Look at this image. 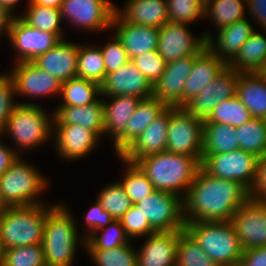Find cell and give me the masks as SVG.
Segmentation results:
<instances>
[{
  "mask_svg": "<svg viewBox=\"0 0 266 266\" xmlns=\"http://www.w3.org/2000/svg\"><path fill=\"white\" fill-rule=\"evenodd\" d=\"M248 199V190L239 182L213 177L200 168L183 199L184 221H231Z\"/></svg>",
  "mask_w": 266,
  "mask_h": 266,
  "instance_id": "6da1fadb",
  "label": "cell"
},
{
  "mask_svg": "<svg viewBox=\"0 0 266 266\" xmlns=\"http://www.w3.org/2000/svg\"><path fill=\"white\" fill-rule=\"evenodd\" d=\"M136 164L155 190L170 192L182 199L201 168V162L196 157L168 151L140 158Z\"/></svg>",
  "mask_w": 266,
  "mask_h": 266,
  "instance_id": "7a4b0ae2",
  "label": "cell"
},
{
  "mask_svg": "<svg viewBox=\"0 0 266 266\" xmlns=\"http://www.w3.org/2000/svg\"><path fill=\"white\" fill-rule=\"evenodd\" d=\"M65 205L56 203L46 215L42 242L46 266H73L78 245L85 247L76 219Z\"/></svg>",
  "mask_w": 266,
  "mask_h": 266,
  "instance_id": "3957f363",
  "label": "cell"
},
{
  "mask_svg": "<svg viewBox=\"0 0 266 266\" xmlns=\"http://www.w3.org/2000/svg\"><path fill=\"white\" fill-rule=\"evenodd\" d=\"M40 106L34 102L21 101L7 119L5 128L0 133L3 137L11 135L16 145L14 151L19 156L27 149L41 147L50 137H53L54 113L48 114L46 109Z\"/></svg>",
  "mask_w": 266,
  "mask_h": 266,
  "instance_id": "277c9868",
  "label": "cell"
},
{
  "mask_svg": "<svg viewBox=\"0 0 266 266\" xmlns=\"http://www.w3.org/2000/svg\"><path fill=\"white\" fill-rule=\"evenodd\" d=\"M54 205L6 207L0 215L1 250L42 244L46 215Z\"/></svg>",
  "mask_w": 266,
  "mask_h": 266,
  "instance_id": "5b68a950",
  "label": "cell"
},
{
  "mask_svg": "<svg viewBox=\"0 0 266 266\" xmlns=\"http://www.w3.org/2000/svg\"><path fill=\"white\" fill-rule=\"evenodd\" d=\"M185 230L217 265L240 264L243 249L230 221L190 222L185 223Z\"/></svg>",
  "mask_w": 266,
  "mask_h": 266,
  "instance_id": "8992f818",
  "label": "cell"
},
{
  "mask_svg": "<svg viewBox=\"0 0 266 266\" xmlns=\"http://www.w3.org/2000/svg\"><path fill=\"white\" fill-rule=\"evenodd\" d=\"M21 157L0 177V198L6 207L43 204L39 198L50 183L39 169Z\"/></svg>",
  "mask_w": 266,
  "mask_h": 266,
  "instance_id": "52a82bcc",
  "label": "cell"
},
{
  "mask_svg": "<svg viewBox=\"0 0 266 266\" xmlns=\"http://www.w3.org/2000/svg\"><path fill=\"white\" fill-rule=\"evenodd\" d=\"M203 120L185 107H171L166 151L196 157L202 161Z\"/></svg>",
  "mask_w": 266,
  "mask_h": 266,
  "instance_id": "ba28073f",
  "label": "cell"
},
{
  "mask_svg": "<svg viewBox=\"0 0 266 266\" xmlns=\"http://www.w3.org/2000/svg\"><path fill=\"white\" fill-rule=\"evenodd\" d=\"M258 158L240 148L226 153L202 154L201 168L213 177L237 181L249 190Z\"/></svg>",
  "mask_w": 266,
  "mask_h": 266,
  "instance_id": "9c48e42d",
  "label": "cell"
},
{
  "mask_svg": "<svg viewBox=\"0 0 266 266\" xmlns=\"http://www.w3.org/2000/svg\"><path fill=\"white\" fill-rule=\"evenodd\" d=\"M135 205L156 232L185 230L183 199L178 195L155 190Z\"/></svg>",
  "mask_w": 266,
  "mask_h": 266,
  "instance_id": "30bf717a",
  "label": "cell"
},
{
  "mask_svg": "<svg viewBox=\"0 0 266 266\" xmlns=\"http://www.w3.org/2000/svg\"><path fill=\"white\" fill-rule=\"evenodd\" d=\"M6 37L17 52L14 63L32 62L61 41L55 33L35 29L20 16H14Z\"/></svg>",
  "mask_w": 266,
  "mask_h": 266,
  "instance_id": "8fae6325",
  "label": "cell"
},
{
  "mask_svg": "<svg viewBox=\"0 0 266 266\" xmlns=\"http://www.w3.org/2000/svg\"><path fill=\"white\" fill-rule=\"evenodd\" d=\"M188 25L167 22L159 29L157 50L166 63L200 54L207 47L202 33L198 37L192 35Z\"/></svg>",
  "mask_w": 266,
  "mask_h": 266,
  "instance_id": "7c38bea8",
  "label": "cell"
},
{
  "mask_svg": "<svg viewBox=\"0 0 266 266\" xmlns=\"http://www.w3.org/2000/svg\"><path fill=\"white\" fill-rule=\"evenodd\" d=\"M7 74L14 82L16 95L24 97H54L61 94L62 82L32 62L14 63Z\"/></svg>",
  "mask_w": 266,
  "mask_h": 266,
  "instance_id": "4fadbf2b",
  "label": "cell"
},
{
  "mask_svg": "<svg viewBox=\"0 0 266 266\" xmlns=\"http://www.w3.org/2000/svg\"><path fill=\"white\" fill-rule=\"evenodd\" d=\"M61 18L76 28L99 33L111 29L114 13L99 0H64Z\"/></svg>",
  "mask_w": 266,
  "mask_h": 266,
  "instance_id": "5bb4252c",
  "label": "cell"
},
{
  "mask_svg": "<svg viewBox=\"0 0 266 266\" xmlns=\"http://www.w3.org/2000/svg\"><path fill=\"white\" fill-rule=\"evenodd\" d=\"M230 222L243 250L266 246V202L248 199Z\"/></svg>",
  "mask_w": 266,
  "mask_h": 266,
  "instance_id": "9a60e30c",
  "label": "cell"
},
{
  "mask_svg": "<svg viewBox=\"0 0 266 266\" xmlns=\"http://www.w3.org/2000/svg\"><path fill=\"white\" fill-rule=\"evenodd\" d=\"M240 73L226 65L185 108L194 116L205 120L217 104L236 95Z\"/></svg>",
  "mask_w": 266,
  "mask_h": 266,
  "instance_id": "2e32d148",
  "label": "cell"
},
{
  "mask_svg": "<svg viewBox=\"0 0 266 266\" xmlns=\"http://www.w3.org/2000/svg\"><path fill=\"white\" fill-rule=\"evenodd\" d=\"M198 55L193 54L167 63L162 76L153 86V97L168 107H183L185 83Z\"/></svg>",
  "mask_w": 266,
  "mask_h": 266,
  "instance_id": "e0dca14e",
  "label": "cell"
},
{
  "mask_svg": "<svg viewBox=\"0 0 266 266\" xmlns=\"http://www.w3.org/2000/svg\"><path fill=\"white\" fill-rule=\"evenodd\" d=\"M100 137L81 125H53V141L56 152L66 161L86 157L96 149Z\"/></svg>",
  "mask_w": 266,
  "mask_h": 266,
  "instance_id": "ac0fdd59",
  "label": "cell"
},
{
  "mask_svg": "<svg viewBox=\"0 0 266 266\" xmlns=\"http://www.w3.org/2000/svg\"><path fill=\"white\" fill-rule=\"evenodd\" d=\"M102 96L127 95L147 99L153 97V85L129 60L118 70L106 75L101 84Z\"/></svg>",
  "mask_w": 266,
  "mask_h": 266,
  "instance_id": "d6986e66",
  "label": "cell"
},
{
  "mask_svg": "<svg viewBox=\"0 0 266 266\" xmlns=\"http://www.w3.org/2000/svg\"><path fill=\"white\" fill-rule=\"evenodd\" d=\"M170 116L171 107H168L119 156L136 163L140 158L166 151Z\"/></svg>",
  "mask_w": 266,
  "mask_h": 266,
  "instance_id": "ffe728a7",
  "label": "cell"
},
{
  "mask_svg": "<svg viewBox=\"0 0 266 266\" xmlns=\"http://www.w3.org/2000/svg\"><path fill=\"white\" fill-rule=\"evenodd\" d=\"M184 231L156 232L146 236L137 250V265L176 266L178 240Z\"/></svg>",
  "mask_w": 266,
  "mask_h": 266,
  "instance_id": "44dd1931",
  "label": "cell"
},
{
  "mask_svg": "<svg viewBox=\"0 0 266 266\" xmlns=\"http://www.w3.org/2000/svg\"><path fill=\"white\" fill-rule=\"evenodd\" d=\"M111 28H116L114 33L121 41L130 60L148 51L157 50L158 28L130 24L118 13L113 15Z\"/></svg>",
  "mask_w": 266,
  "mask_h": 266,
  "instance_id": "7402d4cb",
  "label": "cell"
},
{
  "mask_svg": "<svg viewBox=\"0 0 266 266\" xmlns=\"http://www.w3.org/2000/svg\"><path fill=\"white\" fill-rule=\"evenodd\" d=\"M247 18L236 21L233 24L221 28L217 36L212 33L203 32V36L207 41V47L219 58L228 64L241 49V46L256 31Z\"/></svg>",
  "mask_w": 266,
  "mask_h": 266,
  "instance_id": "603a6c76",
  "label": "cell"
},
{
  "mask_svg": "<svg viewBox=\"0 0 266 266\" xmlns=\"http://www.w3.org/2000/svg\"><path fill=\"white\" fill-rule=\"evenodd\" d=\"M78 53V43L63 39L33 62L63 83L77 76Z\"/></svg>",
  "mask_w": 266,
  "mask_h": 266,
  "instance_id": "cb8c5ba5",
  "label": "cell"
},
{
  "mask_svg": "<svg viewBox=\"0 0 266 266\" xmlns=\"http://www.w3.org/2000/svg\"><path fill=\"white\" fill-rule=\"evenodd\" d=\"M168 106L155 97L142 99L127 122L126 131L114 142L119 156Z\"/></svg>",
  "mask_w": 266,
  "mask_h": 266,
  "instance_id": "d4e9b609",
  "label": "cell"
},
{
  "mask_svg": "<svg viewBox=\"0 0 266 266\" xmlns=\"http://www.w3.org/2000/svg\"><path fill=\"white\" fill-rule=\"evenodd\" d=\"M55 108L53 125H81L94 131L100 138L105 135L103 97L89 105H57Z\"/></svg>",
  "mask_w": 266,
  "mask_h": 266,
  "instance_id": "484cf974",
  "label": "cell"
},
{
  "mask_svg": "<svg viewBox=\"0 0 266 266\" xmlns=\"http://www.w3.org/2000/svg\"><path fill=\"white\" fill-rule=\"evenodd\" d=\"M227 64L208 47L196 58L183 91V107L192 101L223 70Z\"/></svg>",
  "mask_w": 266,
  "mask_h": 266,
  "instance_id": "4316f807",
  "label": "cell"
},
{
  "mask_svg": "<svg viewBox=\"0 0 266 266\" xmlns=\"http://www.w3.org/2000/svg\"><path fill=\"white\" fill-rule=\"evenodd\" d=\"M117 13L130 24L158 29L168 22L166 0H126Z\"/></svg>",
  "mask_w": 266,
  "mask_h": 266,
  "instance_id": "83f0119b",
  "label": "cell"
},
{
  "mask_svg": "<svg viewBox=\"0 0 266 266\" xmlns=\"http://www.w3.org/2000/svg\"><path fill=\"white\" fill-rule=\"evenodd\" d=\"M104 97H108L110 101L108 102V98L106 101ZM103 98L105 134H109L115 142L126 131L127 122L141 99L127 95Z\"/></svg>",
  "mask_w": 266,
  "mask_h": 266,
  "instance_id": "f1b7e54d",
  "label": "cell"
},
{
  "mask_svg": "<svg viewBox=\"0 0 266 266\" xmlns=\"http://www.w3.org/2000/svg\"><path fill=\"white\" fill-rule=\"evenodd\" d=\"M236 95L254 118L266 120V80L256 72L240 73Z\"/></svg>",
  "mask_w": 266,
  "mask_h": 266,
  "instance_id": "f546056e",
  "label": "cell"
},
{
  "mask_svg": "<svg viewBox=\"0 0 266 266\" xmlns=\"http://www.w3.org/2000/svg\"><path fill=\"white\" fill-rule=\"evenodd\" d=\"M255 31L227 64L241 73L256 72L266 59V31Z\"/></svg>",
  "mask_w": 266,
  "mask_h": 266,
  "instance_id": "4dcf8cb0",
  "label": "cell"
},
{
  "mask_svg": "<svg viewBox=\"0 0 266 266\" xmlns=\"http://www.w3.org/2000/svg\"><path fill=\"white\" fill-rule=\"evenodd\" d=\"M236 128L221 123H203L202 154H218L239 149Z\"/></svg>",
  "mask_w": 266,
  "mask_h": 266,
  "instance_id": "1f68e13d",
  "label": "cell"
},
{
  "mask_svg": "<svg viewBox=\"0 0 266 266\" xmlns=\"http://www.w3.org/2000/svg\"><path fill=\"white\" fill-rule=\"evenodd\" d=\"M63 101L59 106H84L96 102L101 94V85L97 82L73 77L62 83L61 94Z\"/></svg>",
  "mask_w": 266,
  "mask_h": 266,
  "instance_id": "d6a6232c",
  "label": "cell"
},
{
  "mask_svg": "<svg viewBox=\"0 0 266 266\" xmlns=\"http://www.w3.org/2000/svg\"><path fill=\"white\" fill-rule=\"evenodd\" d=\"M247 0H204V18H211L217 31L245 17Z\"/></svg>",
  "mask_w": 266,
  "mask_h": 266,
  "instance_id": "836d02e7",
  "label": "cell"
},
{
  "mask_svg": "<svg viewBox=\"0 0 266 266\" xmlns=\"http://www.w3.org/2000/svg\"><path fill=\"white\" fill-rule=\"evenodd\" d=\"M254 118L237 95L217 104L203 123H221L238 127Z\"/></svg>",
  "mask_w": 266,
  "mask_h": 266,
  "instance_id": "e575fe53",
  "label": "cell"
},
{
  "mask_svg": "<svg viewBox=\"0 0 266 266\" xmlns=\"http://www.w3.org/2000/svg\"><path fill=\"white\" fill-rule=\"evenodd\" d=\"M20 16L35 29L55 33L61 40L65 38L60 9L42 5H28Z\"/></svg>",
  "mask_w": 266,
  "mask_h": 266,
  "instance_id": "d590c367",
  "label": "cell"
},
{
  "mask_svg": "<svg viewBox=\"0 0 266 266\" xmlns=\"http://www.w3.org/2000/svg\"><path fill=\"white\" fill-rule=\"evenodd\" d=\"M77 76L98 84L105 80V65L101 48L95 44H79Z\"/></svg>",
  "mask_w": 266,
  "mask_h": 266,
  "instance_id": "8d00e7d4",
  "label": "cell"
},
{
  "mask_svg": "<svg viewBox=\"0 0 266 266\" xmlns=\"http://www.w3.org/2000/svg\"><path fill=\"white\" fill-rule=\"evenodd\" d=\"M118 157L126 166L125 173L123 174L124 177L119 179L120 181L118 182L121 184L132 203L136 204L146 196L152 194L155 189L152 182L147 178V175L136 163L128 162L123 160L120 156H117V158Z\"/></svg>",
  "mask_w": 266,
  "mask_h": 266,
  "instance_id": "74e56055",
  "label": "cell"
},
{
  "mask_svg": "<svg viewBox=\"0 0 266 266\" xmlns=\"http://www.w3.org/2000/svg\"><path fill=\"white\" fill-rule=\"evenodd\" d=\"M240 149L262 157L266 154V120L252 118L236 127Z\"/></svg>",
  "mask_w": 266,
  "mask_h": 266,
  "instance_id": "f35d334b",
  "label": "cell"
},
{
  "mask_svg": "<svg viewBox=\"0 0 266 266\" xmlns=\"http://www.w3.org/2000/svg\"><path fill=\"white\" fill-rule=\"evenodd\" d=\"M101 231V234H99ZM127 236L119 220H114L107 227L96 230L85 240V250H105L129 244Z\"/></svg>",
  "mask_w": 266,
  "mask_h": 266,
  "instance_id": "ab89813d",
  "label": "cell"
},
{
  "mask_svg": "<svg viewBox=\"0 0 266 266\" xmlns=\"http://www.w3.org/2000/svg\"><path fill=\"white\" fill-rule=\"evenodd\" d=\"M176 266H219L185 230L178 240Z\"/></svg>",
  "mask_w": 266,
  "mask_h": 266,
  "instance_id": "60d3db41",
  "label": "cell"
},
{
  "mask_svg": "<svg viewBox=\"0 0 266 266\" xmlns=\"http://www.w3.org/2000/svg\"><path fill=\"white\" fill-rule=\"evenodd\" d=\"M96 266H138L137 249L130 243L105 250H86Z\"/></svg>",
  "mask_w": 266,
  "mask_h": 266,
  "instance_id": "b9f144b4",
  "label": "cell"
},
{
  "mask_svg": "<svg viewBox=\"0 0 266 266\" xmlns=\"http://www.w3.org/2000/svg\"><path fill=\"white\" fill-rule=\"evenodd\" d=\"M96 199L114 220H119L133 205L118 181L106 185Z\"/></svg>",
  "mask_w": 266,
  "mask_h": 266,
  "instance_id": "7bdbcfd3",
  "label": "cell"
},
{
  "mask_svg": "<svg viewBox=\"0 0 266 266\" xmlns=\"http://www.w3.org/2000/svg\"><path fill=\"white\" fill-rule=\"evenodd\" d=\"M1 266H46L42 244L2 250Z\"/></svg>",
  "mask_w": 266,
  "mask_h": 266,
  "instance_id": "ee69618b",
  "label": "cell"
},
{
  "mask_svg": "<svg viewBox=\"0 0 266 266\" xmlns=\"http://www.w3.org/2000/svg\"><path fill=\"white\" fill-rule=\"evenodd\" d=\"M168 22L192 24L204 19V0H166Z\"/></svg>",
  "mask_w": 266,
  "mask_h": 266,
  "instance_id": "f6af8a7d",
  "label": "cell"
},
{
  "mask_svg": "<svg viewBox=\"0 0 266 266\" xmlns=\"http://www.w3.org/2000/svg\"><path fill=\"white\" fill-rule=\"evenodd\" d=\"M134 65L154 86L160 79L166 68L164 58L158 53V50H151L131 59Z\"/></svg>",
  "mask_w": 266,
  "mask_h": 266,
  "instance_id": "bcb514c9",
  "label": "cell"
},
{
  "mask_svg": "<svg viewBox=\"0 0 266 266\" xmlns=\"http://www.w3.org/2000/svg\"><path fill=\"white\" fill-rule=\"evenodd\" d=\"M127 236L131 239H138L156 233L149 225L147 219H144L141 211L135 204L119 219Z\"/></svg>",
  "mask_w": 266,
  "mask_h": 266,
  "instance_id": "7dc6e473",
  "label": "cell"
},
{
  "mask_svg": "<svg viewBox=\"0 0 266 266\" xmlns=\"http://www.w3.org/2000/svg\"><path fill=\"white\" fill-rule=\"evenodd\" d=\"M15 87L11 77L5 73H0V133L4 130L7 119L19 104L15 102ZM14 98V99H13Z\"/></svg>",
  "mask_w": 266,
  "mask_h": 266,
  "instance_id": "c3c4849f",
  "label": "cell"
},
{
  "mask_svg": "<svg viewBox=\"0 0 266 266\" xmlns=\"http://www.w3.org/2000/svg\"><path fill=\"white\" fill-rule=\"evenodd\" d=\"M113 35L109 43H106L104 46L99 45L104 58L105 77L107 74L118 70L130 60L121 41L115 34Z\"/></svg>",
  "mask_w": 266,
  "mask_h": 266,
  "instance_id": "681fc988",
  "label": "cell"
},
{
  "mask_svg": "<svg viewBox=\"0 0 266 266\" xmlns=\"http://www.w3.org/2000/svg\"><path fill=\"white\" fill-rule=\"evenodd\" d=\"M85 235L83 238L87 240L96 230L107 227L114 221L112 215L104 210L101 203L96 199L94 205L89 208L85 215ZM88 232V233H87Z\"/></svg>",
  "mask_w": 266,
  "mask_h": 266,
  "instance_id": "f907efd6",
  "label": "cell"
},
{
  "mask_svg": "<svg viewBox=\"0 0 266 266\" xmlns=\"http://www.w3.org/2000/svg\"><path fill=\"white\" fill-rule=\"evenodd\" d=\"M248 198L266 202V154L257 160L255 177L248 190Z\"/></svg>",
  "mask_w": 266,
  "mask_h": 266,
  "instance_id": "816d5d0a",
  "label": "cell"
},
{
  "mask_svg": "<svg viewBox=\"0 0 266 266\" xmlns=\"http://www.w3.org/2000/svg\"><path fill=\"white\" fill-rule=\"evenodd\" d=\"M247 11L256 27H260L262 31H266V0H247ZM255 19V20H254Z\"/></svg>",
  "mask_w": 266,
  "mask_h": 266,
  "instance_id": "f5cc1de1",
  "label": "cell"
},
{
  "mask_svg": "<svg viewBox=\"0 0 266 266\" xmlns=\"http://www.w3.org/2000/svg\"><path fill=\"white\" fill-rule=\"evenodd\" d=\"M241 266H266V246L243 250Z\"/></svg>",
  "mask_w": 266,
  "mask_h": 266,
  "instance_id": "db71d44e",
  "label": "cell"
},
{
  "mask_svg": "<svg viewBox=\"0 0 266 266\" xmlns=\"http://www.w3.org/2000/svg\"><path fill=\"white\" fill-rule=\"evenodd\" d=\"M2 136H0V140ZM3 140L0 141V177L6 172V170L20 157L13 149V147H7Z\"/></svg>",
  "mask_w": 266,
  "mask_h": 266,
  "instance_id": "11a10c76",
  "label": "cell"
},
{
  "mask_svg": "<svg viewBox=\"0 0 266 266\" xmlns=\"http://www.w3.org/2000/svg\"><path fill=\"white\" fill-rule=\"evenodd\" d=\"M13 18L14 16L0 4V38L2 34L7 36Z\"/></svg>",
  "mask_w": 266,
  "mask_h": 266,
  "instance_id": "9f6ffc18",
  "label": "cell"
},
{
  "mask_svg": "<svg viewBox=\"0 0 266 266\" xmlns=\"http://www.w3.org/2000/svg\"><path fill=\"white\" fill-rule=\"evenodd\" d=\"M28 5H42L46 7H52L60 9L64 0H28Z\"/></svg>",
  "mask_w": 266,
  "mask_h": 266,
  "instance_id": "6f0895ef",
  "label": "cell"
},
{
  "mask_svg": "<svg viewBox=\"0 0 266 266\" xmlns=\"http://www.w3.org/2000/svg\"><path fill=\"white\" fill-rule=\"evenodd\" d=\"M19 2L20 0H0V4L13 16H16L14 15L15 13H13V11Z\"/></svg>",
  "mask_w": 266,
  "mask_h": 266,
  "instance_id": "680465c9",
  "label": "cell"
},
{
  "mask_svg": "<svg viewBox=\"0 0 266 266\" xmlns=\"http://www.w3.org/2000/svg\"><path fill=\"white\" fill-rule=\"evenodd\" d=\"M256 73L263 79L266 80V59L260 66V68L256 71Z\"/></svg>",
  "mask_w": 266,
  "mask_h": 266,
  "instance_id": "91938a15",
  "label": "cell"
},
{
  "mask_svg": "<svg viewBox=\"0 0 266 266\" xmlns=\"http://www.w3.org/2000/svg\"><path fill=\"white\" fill-rule=\"evenodd\" d=\"M103 2L114 14L118 12L119 7L117 8L116 5H114L112 2L109 0H99Z\"/></svg>",
  "mask_w": 266,
  "mask_h": 266,
  "instance_id": "94428289",
  "label": "cell"
},
{
  "mask_svg": "<svg viewBox=\"0 0 266 266\" xmlns=\"http://www.w3.org/2000/svg\"><path fill=\"white\" fill-rule=\"evenodd\" d=\"M6 209L5 204L2 202L1 198H0V215L2 214V212Z\"/></svg>",
  "mask_w": 266,
  "mask_h": 266,
  "instance_id": "6125c7cd",
  "label": "cell"
},
{
  "mask_svg": "<svg viewBox=\"0 0 266 266\" xmlns=\"http://www.w3.org/2000/svg\"><path fill=\"white\" fill-rule=\"evenodd\" d=\"M1 257H2V250L0 248V266H1Z\"/></svg>",
  "mask_w": 266,
  "mask_h": 266,
  "instance_id": "be15d7a7",
  "label": "cell"
}]
</instances>
